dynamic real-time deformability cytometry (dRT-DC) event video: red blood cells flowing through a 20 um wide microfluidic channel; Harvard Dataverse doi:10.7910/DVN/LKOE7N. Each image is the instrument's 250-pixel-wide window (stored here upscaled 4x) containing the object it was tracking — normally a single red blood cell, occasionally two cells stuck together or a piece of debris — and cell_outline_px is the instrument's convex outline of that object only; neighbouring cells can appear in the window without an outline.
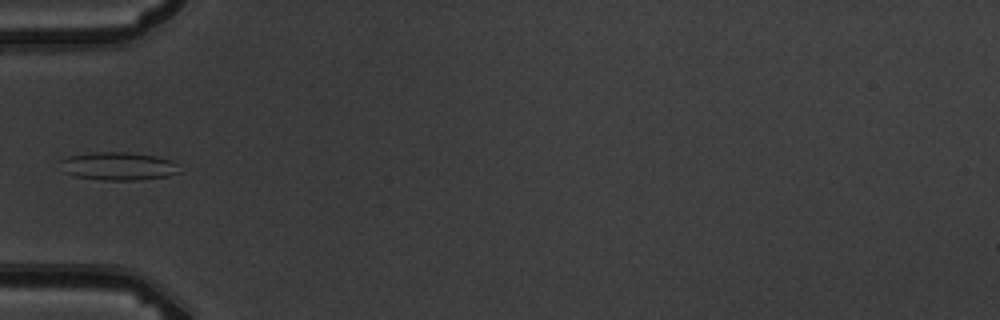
{"species": "common noctule bat (a hibernating species)", "species_latin": "Nyctalus noctula", "temperature_condition": "warm", "stored_images_in_passage": 6, "camera_frame_rate_fps": 3000, "um_per_image_px": 0.085, "animal": {"sex": "male", "body_mass_g": 19.5, "forearm_length_mm": 54.6}, "frame": {"image": 1, "passage_image": 6, "time_ms": 5.667, "image_size_px": [1000, 320], "cell_outline_px": [[180, 172], [168, 176], [140, 180], [104, 180], [72, 176], [64, 172], [60, 160], [68, 156], [92, 152], [128, 152], [156, 156], [172, 160], [180, 164]], "centroid_in_image_um": [10.09, 14.12], "position_along_channel_um": 74.9, "area_um2": 19.77}}